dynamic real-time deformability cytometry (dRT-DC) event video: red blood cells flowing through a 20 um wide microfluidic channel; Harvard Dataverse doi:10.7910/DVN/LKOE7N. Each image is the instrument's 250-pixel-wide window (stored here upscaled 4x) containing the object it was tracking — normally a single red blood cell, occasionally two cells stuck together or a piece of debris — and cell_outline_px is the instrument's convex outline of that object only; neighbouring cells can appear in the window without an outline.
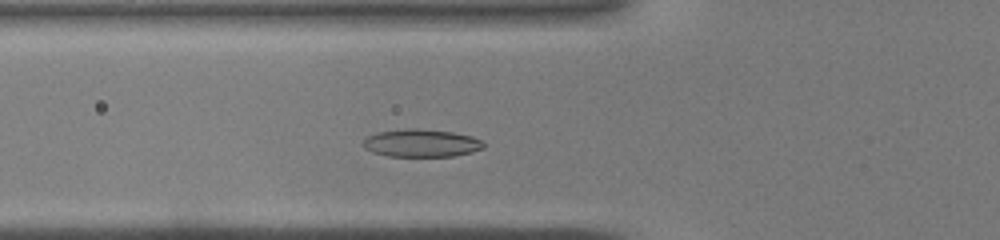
{"species": "common noctule bat (a hibernating species)", "species_latin": "Nyctalus noctula", "temperature_condition": "warm", "stored_images_in_passage": 37, "camera_frame_rate_fps": 3000, "um_per_image_px": 0.085, "animal": {"sex": "male", "body_mass_g": 19.0, "forearm_length_mm": 50.8}, "frame": {"image": 1, "passage_image": 8, "time_ms": 2.333, "image_size_px": [1000, 240], "cell_outline_px": [[484, 148], [472, 152], [452, 156], [388, 156], [372, 152], [364, 148], [364, 140], [368, 136], [380, 132], [408, 128], [416, 128], [452, 132], [472, 136], [484, 140]], "centroid_in_image_um": [35.86, 12.16], "position_along_channel_um": 89.9, "area_um2": 19.42}}
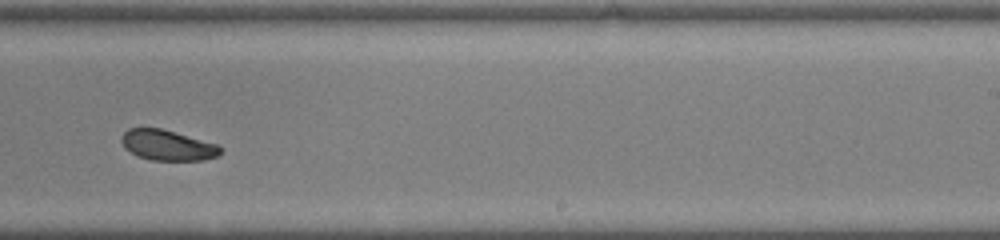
{"frame": {"image": 2, "passage_image": 20, "time_ms": 6.333, "image_size_px": [1000, 240], "cell_outline_px": [[220, 152], [216, 156], [204, 160], [152, 160], [136, 156], [124, 148], [120, 140], [120, 136], [128, 128], [160, 128], [216, 144], [220, 148]], "centroid_in_image_um": [14.15, 12.34], "position_along_channel_um": 274.8, "area_um2": 17.4}}
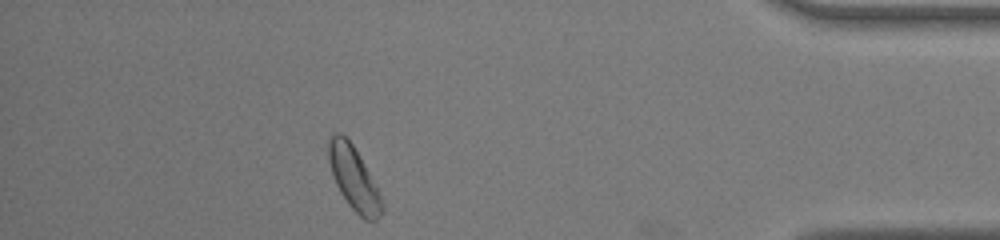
{"frame": {"image": 3, "passage_image": 31, "time_ms": 10.0, "image_size_px": [1000, 240], "cell_outline_px": [[384, 212], [372, 224], [364, 220], [348, 204], [340, 192], [336, 184], [328, 160], [328, 140], [336, 132], [340, 132], [352, 144], [376, 184], [384, 204]], "centroid_in_image_um": [30.11, 15.22], "position_along_channel_um": 405.1, "area_um2": 19.77}}